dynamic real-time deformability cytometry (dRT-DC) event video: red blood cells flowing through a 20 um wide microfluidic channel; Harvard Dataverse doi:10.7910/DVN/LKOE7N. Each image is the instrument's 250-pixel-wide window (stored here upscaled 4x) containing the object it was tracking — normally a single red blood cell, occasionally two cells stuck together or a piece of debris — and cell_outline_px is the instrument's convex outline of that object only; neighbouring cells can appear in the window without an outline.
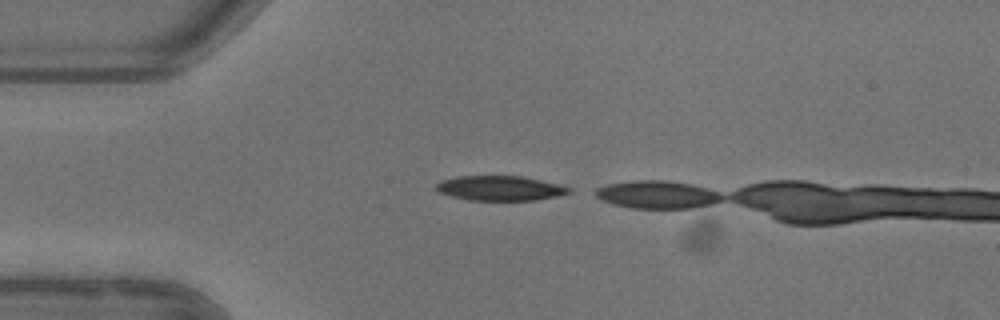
{"species": "common noctule bat (a hibernating species)", "species_latin": "Nyctalus noctula", "temperature_condition": "warm", "stored_images_in_passage": 3, "camera_frame_rate_fps": 3000, "um_per_image_px": 0.085, "animal": {"sex": "female"}, "frame": {"image": 1, "passage_image": 1, "time_ms": 0.0, "image_size_px": [1000, 320], "cell_outline_px": [[572, 192], [556, 196], [536, 200], [468, 200], [436, 192], [436, 184], [440, 180], [456, 176], [520, 176], [560, 184], [572, 188]], "centroid_in_image_um": [42.48, 15.99], "position_along_channel_um": 42.5, "area_um2": 19.25}}